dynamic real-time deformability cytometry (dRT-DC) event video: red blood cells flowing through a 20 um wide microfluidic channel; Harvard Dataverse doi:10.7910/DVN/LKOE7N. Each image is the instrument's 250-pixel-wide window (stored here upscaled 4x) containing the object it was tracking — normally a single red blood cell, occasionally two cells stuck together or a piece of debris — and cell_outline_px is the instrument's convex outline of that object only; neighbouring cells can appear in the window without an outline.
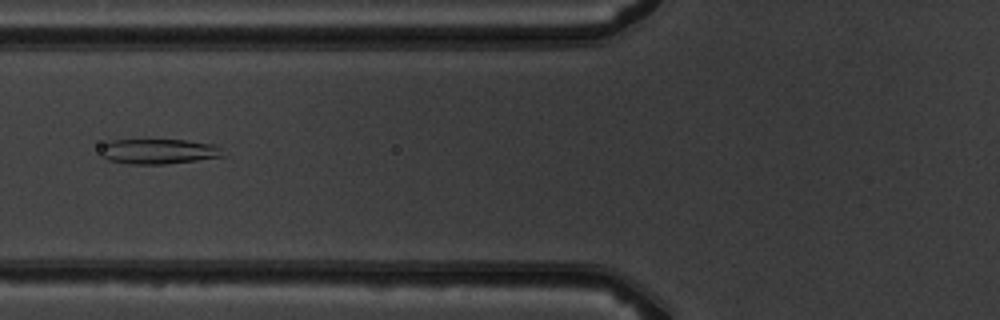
{"species": "common noctule bat (a hibernating species)", "species_latin": "Nyctalus noctula", "temperature_condition": "warm", "stored_images_in_passage": 5, "camera_frame_rate_fps": 3000, "um_per_image_px": 0.085, "animal": {"sex": "male", "body_mass_g": 19.5, "forearm_length_mm": 54.6}, "frame": {"image": 1, "passage_image": 5, "time_ms": 5.333, "image_size_px": [1000, 320], "cell_outline_px": [[224, 156], [196, 160], [164, 164], [128, 164], [108, 160], [100, 156], [100, 144], [108, 140], [188, 140], [212, 144], [220, 148]], "centroid_in_image_um": [13.37, 12.86], "position_along_channel_um": 112.4, "area_um2": 18.03}}